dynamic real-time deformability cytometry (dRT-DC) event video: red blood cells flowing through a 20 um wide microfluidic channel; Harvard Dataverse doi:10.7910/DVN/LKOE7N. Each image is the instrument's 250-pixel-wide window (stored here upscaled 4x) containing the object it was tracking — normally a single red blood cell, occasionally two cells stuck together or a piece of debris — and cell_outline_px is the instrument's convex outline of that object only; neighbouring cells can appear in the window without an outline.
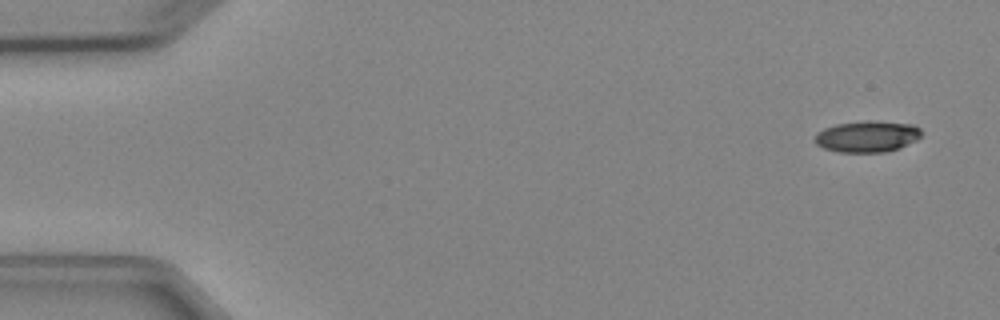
{"species": "Egyptian fruit bat (a non-hibernating species)", "species_latin": "Rousettus aegyptiacus", "temperature_condition": "cold", "stored_images_in_passage": 5, "camera_frame_rate_fps": 3000, "um_per_image_px": 0.085, "animal": {"sex": "female"}, "frame": {"image": 1, "passage_image": 1, "time_ms": 0.0, "image_size_px": [1000, 320], "cell_outline_px": [[920, 136], [916, 140], [900, 148], [884, 152], [840, 152], [824, 148], [816, 144], [812, 140], [816, 132], [824, 128], [836, 124], [912, 124], [920, 128]], "centroid_in_image_um": [73.64, 11.67], "position_along_channel_um": 11.4, "area_um2": 18.44}}
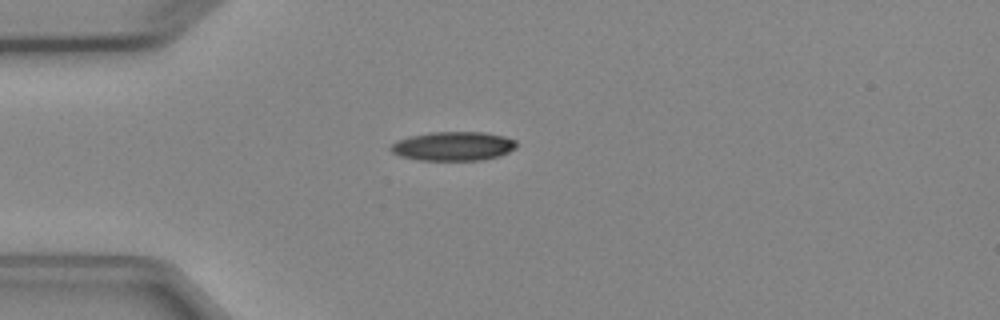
{"frame": {"image": 2, "passage_image": 4, "time_ms": 3.667, "image_size_px": [1000, 320], "cell_outline_px": [[516, 148], [500, 156], [480, 160], [420, 160], [400, 156], [392, 152], [388, 148], [392, 144], [400, 140], [412, 136], [432, 132], [484, 132], [504, 136], [516, 140]], "centroid_in_image_um": [38.56, 12.43], "position_along_channel_um": 46.4, "area_um2": 21.15}}